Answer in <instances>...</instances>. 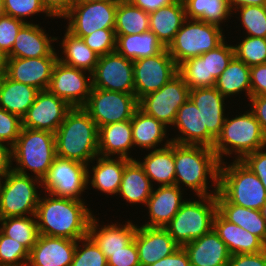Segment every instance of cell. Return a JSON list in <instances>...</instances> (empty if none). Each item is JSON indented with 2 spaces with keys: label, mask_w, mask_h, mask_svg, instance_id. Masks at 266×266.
<instances>
[{
  "label": "cell",
  "mask_w": 266,
  "mask_h": 266,
  "mask_svg": "<svg viewBox=\"0 0 266 266\" xmlns=\"http://www.w3.org/2000/svg\"><path fill=\"white\" fill-rule=\"evenodd\" d=\"M108 266H140L138 250L133 240L122 250L114 253H108Z\"/></svg>",
  "instance_id": "cell-52"
},
{
  "label": "cell",
  "mask_w": 266,
  "mask_h": 266,
  "mask_svg": "<svg viewBox=\"0 0 266 266\" xmlns=\"http://www.w3.org/2000/svg\"><path fill=\"white\" fill-rule=\"evenodd\" d=\"M189 99L202 113L203 128H207V147L213 148L215 140L220 135L228 111L231 108L233 110V107L236 104L238 106V103L227 100L215 87L192 89L190 90ZM232 103L236 104L231 107ZM226 109L229 110L227 111Z\"/></svg>",
  "instance_id": "cell-17"
},
{
  "label": "cell",
  "mask_w": 266,
  "mask_h": 266,
  "mask_svg": "<svg viewBox=\"0 0 266 266\" xmlns=\"http://www.w3.org/2000/svg\"><path fill=\"white\" fill-rule=\"evenodd\" d=\"M4 176H5V173L0 171V189H1V186H2V182H3Z\"/></svg>",
  "instance_id": "cell-66"
},
{
  "label": "cell",
  "mask_w": 266,
  "mask_h": 266,
  "mask_svg": "<svg viewBox=\"0 0 266 266\" xmlns=\"http://www.w3.org/2000/svg\"><path fill=\"white\" fill-rule=\"evenodd\" d=\"M71 108L49 90H41L22 118V127L55 133Z\"/></svg>",
  "instance_id": "cell-18"
},
{
  "label": "cell",
  "mask_w": 266,
  "mask_h": 266,
  "mask_svg": "<svg viewBox=\"0 0 266 266\" xmlns=\"http://www.w3.org/2000/svg\"><path fill=\"white\" fill-rule=\"evenodd\" d=\"M86 201L43 192L35 214L39 234L76 241L87 236L95 213Z\"/></svg>",
  "instance_id": "cell-1"
},
{
  "label": "cell",
  "mask_w": 266,
  "mask_h": 266,
  "mask_svg": "<svg viewBox=\"0 0 266 266\" xmlns=\"http://www.w3.org/2000/svg\"><path fill=\"white\" fill-rule=\"evenodd\" d=\"M46 12L55 20L63 19L74 5L75 0H40Z\"/></svg>",
  "instance_id": "cell-57"
},
{
  "label": "cell",
  "mask_w": 266,
  "mask_h": 266,
  "mask_svg": "<svg viewBox=\"0 0 266 266\" xmlns=\"http://www.w3.org/2000/svg\"><path fill=\"white\" fill-rule=\"evenodd\" d=\"M58 56L39 58H7L6 76L16 82L30 85L39 91L48 90Z\"/></svg>",
  "instance_id": "cell-21"
},
{
  "label": "cell",
  "mask_w": 266,
  "mask_h": 266,
  "mask_svg": "<svg viewBox=\"0 0 266 266\" xmlns=\"http://www.w3.org/2000/svg\"><path fill=\"white\" fill-rule=\"evenodd\" d=\"M235 111L232 112L238 114L228 112L220 135L213 145L220 163L228 161L227 158L242 160L247 154L266 147V136L252 111L249 108L242 111L243 114L237 112L239 110Z\"/></svg>",
  "instance_id": "cell-4"
},
{
  "label": "cell",
  "mask_w": 266,
  "mask_h": 266,
  "mask_svg": "<svg viewBox=\"0 0 266 266\" xmlns=\"http://www.w3.org/2000/svg\"><path fill=\"white\" fill-rule=\"evenodd\" d=\"M45 26L39 23H25L12 46L7 57L39 58L44 56H58L55 47L56 36L49 35Z\"/></svg>",
  "instance_id": "cell-23"
},
{
  "label": "cell",
  "mask_w": 266,
  "mask_h": 266,
  "mask_svg": "<svg viewBox=\"0 0 266 266\" xmlns=\"http://www.w3.org/2000/svg\"><path fill=\"white\" fill-rule=\"evenodd\" d=\"M12 170V147L0 141V171L7 173Z\"/></svg>",
  "instance_id": "cell-60"
},
{
  "label": "cell",
  "mask_w": 266,
  "mask_h": 266,
  "mask_svg": "<svg viewBox=\"0 0 266 266\" xmlns=\"http://www.w3.org/2000/svg\"><path fill=\"white\" fill-rule=\"evenodd\" d=\"M56 157L54 133L22 127L12 147V170L43 180Z\"/></svg>",
  "instance_id": "cell-5"
},
{
  "label": "cell",
  "mask_w": 266,
  "mask_h": 266,
  "mask_svg": "<svg viewBox=\"0 0 266 266\" xmlns=\"http://www.w3.org/2000/svg\"><path fill=\"white\" fill-rule=\"evenodd\" d=\"M24 21L5 15L0 18V51L8 55Z\"/></svg>",
  "instance_id": "cell-51"
},
{
  "label": "cell",
  "mask_w": 266,
  "mask_h": 266,
  "mask_svg": "<svg viewBox=\"0 0 266 266\" xmlns=\"http://www.w3.org/2000/svg\"><path fill=\"white\" fill-rule=\"evenodd\" d=\"M216 213V194L195 196V198L193 195L187 198L173 219L164 228L173 240L180 247H183L213 229V220Z\"/></svg>",
  "instance_id": "cell-7"
},
{
  "label": "cell",
  "mask_w": 266,
  "mask_h": 266,
  "mask_svg": "<svg viewBox=\"0 0 266 266\" xmlns=\"http://www.w3.org/2000/svg\"><path fill=\"white\" fill-rule=\"evenodd\" d=\"M29 251L0 231V266H27Z\"/></svg>",
  "instance_id": "cell-48"
},
{
  "label": "cell",
  "mask_w": 266,
  "mask_h": 266,
  "mask_svg": "<svg viewBox=\"0 0 266 266\" xmlns=\"http://www.w3.org/2000/svg\"><path fill=\"white\" fill-rule=\"evenodd\" d=\"M241 161L255 173L266 190V147L247 154Z\"/></svg>",
  "instance_id": "cell-53"
},
{
  "label": "cell",
  "mask_w": 266,
  "mask_h": 266,
  "mask_svg": "<svg viewBox=\"0 0 266 266\" xmlns=\"http://www.w3.org/2000/svg\"><path fill=\"white\" fill-rule=\"evenodd\" d=\"M7 58V55L0 51V80L6 76Z\"/></svg>",
  "instance_id": "cell-62"
},
{
  "label": "cell",
  "mask_w": 266,
  "mask_h": 266,
  "mask_svg": "<svg viewBox=\"0 0 266 266\" xmlns=\"http://www.w3.org/2000/svg\"><path fill=\"white\" fill-rule=\"evenodd\" d=\"M174 163L176 186L194 196L218 193L220 161L213 148L174 143Z\"/></svg>",
  "instance_id": "cell-2"
},
{
  "label": "cell",
  "mask_w": 266,
  "mask_h": 266,
  "mask_svg": "<svg viewBox=\"0 0 266 266\" xmlns=\"http://www.w3.org/2000/svg\"><path fill=\"white\" fill-rule=\"evenodd\" d=\"M187 194L175 184L153 187L144 209L148 218L145 217L144 222L139 225L164 228L187 200Z\"/></svg>",
  "instance_id": "cell-19"
},
{
  "label": "cell",
  "mask_w": 266,
  "mask_h": 266,
  "mask_svg": "<svg viewBox=\"0 0 266 266\" xmlns=\"http://www.w3.org/2000/svg\"><path fill=\"white\" fill-rule=\"evenodd\" d=\"M43 192L77 200H86L82 195L87 189V165L56 157L47 175L42 180Z\"/></svg>",
  "instance_id": "cell-12"
},
{
  "label": "cell",
  "mask_w": 266,
  "mask_h": 266,
  "mask_svg": "<svg viewBox=\"0 0 266 266\" xmlns=\"http://www.w3.org/2000/svg\"><path fill=\"white\" fill-rule=\"evenodd\" d=\"M133 6L139 7L147 13H152L161 7L170 5L176 0H128Z\"/></svg>",
  "instance_id": "cell-59"
},
{
  "label": "cell",
  "mask_w": 266,
  "mask_h": 266,
  "mask_svg": "<svg viewBox=\"0 0 266 266\" xmlns=\"http://www.w3.org/2000/svg\"><path fill=\"white\" fill-rule=\"evenodd\" d=\"M42 192V180L7 172L0 189V219L35 215Z\"/></svg>",
  "instance_id": "cell-9"
},
{
  "label": "cell",
  "mask_w": 266,
  "mask_h": 266,
  "mask_svg": "<svg viewBox=\"0 0 266 266\" xmlns=\"http://www.w3.org/2000/svg\"><path fill=\"white\" fill-rule=\"evenodd\" d=\"M70 266H108L104 253L89 236L77 240Z\"/></svg>",
  "instance_id": "cell-45"
},
{
  "label": "cell",
  "mask_w": 266,
  "mask_h": 266,
  "mask_svg": "<svg viewBox=\"0 0 266 266\" xmlns=\"http://www.w3.org/2000/svg\"><path fill=\"white\" fill-rule=\"evenodd\" d=\"M85 44L99 56L112 53L116 49L114 28L98 29L82 38Z\"/></svg>",
  "instance_id": "cell-49"
},
{
  "label": "cell",
  "mask_w": 266,
  "mask_h": 266,
  "mask_svg": "<svg viewBox=\"0 0 266 266\" xmlns=\"http://www.w3.org/2000/svg\"><path fill=\"white\" fill-rule=\"evenodd\" d=\"M178 74L184 79L190 90L206 87L205 53L187 59L177 66Z\"/></svg>",
  "instance_id": "cell-47"
},
{
  "label": "cell",
  "mask_w": 266,
  "mask_h": 266,
  "mask_svg": "<svg viewBox=\"0 0 266 266\" xmlns=\"http://www.w3.org/2000/svg\"><path fill=\"white\" fill-rule=\"evenodd\" d=\"M165 49L166 47L151 30L141 34L116 35L115 51L132 61L154 56Z\"/></svg>",
  "instance_id": "cell-38"
},
{
  "label": "cell",
  "mask_w": 266,
  "mask_h": 266,
  "mask_svg": "<svg viewBox=\"0 0 266 266\" xmlns=\"http://www.w3.org/2000/svg\"><path fill=\"white\" fill-rule=\"evenodd\" d=\"M83 108L97 127L131 120L138 109L135 94L92 88Z\"/></svg>",
  "instance_id": "cell-10"
},
{
  "label": "cell",
  "mask_w": 266,
  "mask_h": 266,
  "mask_svg": "<svg viewBox=\"0 0 266 266\" xmlns=\"http://www.w3.org/2000/svg\"><path fill=\"white\" fill-rule=\"evenodd\" d=\"M118 0L74 3L63 18L64 26L74 36L83 38L98 29L114 28Z\"/></svg>",
  "instance_id": "cell-13"
},
{
  "label": "cell",
  "mask_w": 266,
  "mask_h": 266,
  "mask_svg": "<svg viewBox=\"0 0 266 266\" xmlns=\"http://www.w3.org/2000/svg\"><path fill=\"white\" fill-rule=\"evenodd\" d=\"M95 1H102V0H75V3H85V2H95Z\"/></svg>",
  "instance_id": "cell-65"
},
{
  "label": "cell",
  "mask_w": 266,
  "mask_h": 266,
  "mask_svg": "<svg viewBox=\"0 0 266 266\" xmlns=\"http://www.w3.org/2000/svg\"><path fill=\"white\" fill-rule=\"evenodd\" d=\"M232 17L237 18L239 24L234 29L241 32L242 28L241 35L266 38V6L238 7L233 10Z\"/></svg>",
  "instance_id": "cell-42"
},
{
  "label": "cell",
  "mask_w": 266,
  "mask_h": 266,
  "mask_svg": "<svg viewBox=\"0 0 266 266\" xmlns=\"http://www.w3.org/2000/svg\"><path fill=\"white\" fill-rule=\"evenodd\" d=\"M149 266H191V264L186 251L183 247H180L173 254Z\"/></svg>",
  "instance_id": "cell-58"
},
{
  "label": "cell",
  "mask_w": 266,
  "mask_h": 266,
  "mask_svg": "<svg viewBox=\"0 0 266 266\" xmlns=\"http://www.w3.org/2000/svg\"><path fill=\"white\" fill-rule=\"evenodd\" d=\"M98 214L93 215L88 235L98 245L99 249L108 259V253H114L122 250L123 247L129 245L133 240L137 230V223L133 219H123L122 223L118 221L112 222L113 219L100 221ZM101 222V223H100ZM124 223V224H123Z\"/></svg>",
  "instance_id": "cell-20"
},
{
  "label": "cell",
  "mask_w": 266,
  "mask_h": 266,
  "mask_svg": "<svg viewBox=\"0 0 266 266\" xmlns=\"http://www.w3.org/2000/svg\"><path fill=\"white\" fill-rule=\"evenodd\" d=\"M143 153H141V155H144V157L141 156L143 159L139 157L136 160L144 168L152 186L174 185V142L166 147L144 151Z\"/></svg>",
  "instance_id": "cell-32"
},
{
  "label": "cell",
  "mask_w": 266,
  "mask_h": 266,
  "mask_svg": "<svg viewBox=\"0 0 266 266\" xmlns=\"http://www.w3.org/2000/svg\"><path fill=\"white\" fill-rule=\"evenodd\" d=\"M140 266H149L173 254L180 246L165 228L137 225L134 236Z\"/></svg>",
  "instance_id": "cell-24"
},
{
  "label": "cell",
  "mask_w": 266,
  "mask_h": 266,
  "mask_svg": "<svg viewBox=\"0 0 266 266\" xmlns=\"http://www.w3.org/2000/svg\"><path fill=\"white\" fill-rule=\"evenodd\" d=\"M152 190L153 186L145 174L144 168L137 160H130L123 171L122 181L117 193V196L119 195L118 199L121 198V201H125L127 206L138 204V207H145Z\"/></svg>",
  "instance_id": "cell-31"
},
{
  "label": "cell",
  "mask_w": 266,
  "mask_h": 266,
  "mask_svg": "<svg viewBox=\"0 0 266 266\" xmlns=\"http://www.w3.org/2000/svg\"><path fill=\"white\" fill-rule=\"evenodd\" d=\"M230 42V43H228ZM227 38L215 49L205 53L206 87H214L216 79L235 56L234 46Z\"/></svg>",
  "instance_id": "cell-43"
},
{
  "label": "cell",
  "mask_w": 266,
  "mask_h": 266,
  "mask_svg": "<svg viewBox=\"0 0 266 266\" xmlns=\"http://www.w3.org/2000/svg\"><path fill=\"white\" fill-rule=\"evenodd\" d=\"M183 248L191 266H227L231 257L227 246L214 229Z\"/></svg>",
  "instance_id": "cell-29"
},
{
  "label": "cell",
  "mask_w": 266,
  "mask_h": 266,
  "mask_svg": "<svg viewBox=\"0 0 266 266\" xmlns=\"http://www.w3.org/2000/svg\"><path fill=\"white\" fill-rule=\"evenodd\" d=\"M236 38L234 40L236 44L234 43L233 46L235 56L239 60L249 67L266 63V38L247 35L241 37L237 35Z\"/></svg>",
  "instance_id": "cell-44"
},
{
  "label": "cell",
  "mask_w": 266,
  "mask_h": 266,
  "mask_svg": "<svg viewBox=\"0 0 266 266\" xmlns=\"http://www.w3.org/2000/svg\"><path fill=\"white\" fill-rule=\"evenodd\" d=\"M92 89L91 73L63 64L54 65L48 90L71 107H83Z\"/></svg>",
  "instance_id": "cell-16"
},
{
  "label": "cell",
  "mask_w": 266,
  "mask_h": 266,
  "mask_svg": "<svg viewBox=\"0 0 266 266\" xmlns=\"http://www.w3.org/2000/svg\"><path fill=\"white\" fill-rule=\"evenodd\" d=\"M91 79L92 88L134 94L133 61L116 51L99 56Z\"/></svg>",
  "instance_id": "cell-15"
},
{
  "label": "cell",
  "mask_w": 266,
  "mask_h": 266,
  "mask_svg": "<svg viewBox=\"0 0 266 266\" xmlns=\"http://www.w3.org/2000/svg\"><path fill=\"white\" fill-rule=\"evenodd\" d=\"M129 161L130 159L124 157L98 155L87 165V189L91 190L92 188L95 192L99 191V194L102 193L106 197H116L125 165Z\"/></svg>",
  "instance_id": "cell-22"
},
{
  "label": "cell",
  "mask_w": 266,
  "mask_h": 266,
  "mask_svg": "<svg viewBox=\"0 0 266 266\" xmlns=\"http://www.w3.org/2000/svg\"><path fill=\"white\" fill-rule=\"evenodd\" d=\"M261 213H262L263 218L266 221V201L264 203V206L261 208Z\"/></svg>",
  "instance_id": "cell-64"
},
{
  "label": "cell",
  "mask_w": 266,
  "mask_h": 266,
  "mask_svg": "<svg viewBox=\"0 0 266 266\" xmlns=\"http://www.w3.org/2000/svg\"><path fill=\"white\" fill-rule=\"evenodd\" d=\"M22 130V119L0 107V141L13 147Z\"/></svg>",
  "instance_id": "cell-50"
},
{
  "label": "cell",
  "mask_w": 266,
  "mask_h": 266,
  "mask_svg": "<svg viewBox=\"0 0 266 266\" xmlns=\"http://www.w3.org/2000/svg\"><path fill=\"white\" fill-rule=\"evenodd\" d=\"M214 87L227 100L230 98L229 100L236 101L238 99L235 98L239 96L238 104H241L240 95L244 94L248 102L251 97L250 67L234 56L227 68L216 79Z\"/></svg>",
  "instance_id": "cell-36"
},
{
  "label": "cell",
  "mask_w": 266,
  "mask_h": 266,
  "mask_svg": "<svg viewBox=\"0 0 266 266\" xmlns=\"http://www.w3.org/2000/svg\"><path fill=\"white\" fill-rule=\"evenodd\" d=\"M248 101L249 102L247 104L245 100L246 107L243 105L244 108L237 109L243 110L249 107L255 118L258 120L264 135L266 136V94L251 96Z\"/></svg>",
  "instance_id": "cell-54"
},
{
  "label": "cell",
  "mask_w": 266,
  "mask_h": 266,
  "mask_svg": "<svg viewBox=\"0 0 266 266\" xmlns=\"http://www.w3.org/2000/svg\"><path fill=\"white\" fill-rule=\"evenodd\" d=\"M189 94L190 88L177 73L159 90L140 98L138 108L170 129L178 109L189 99Z\"/></svg>",
  "instance_id": "cell-11"
},
{
  "label": "cell",
  "mask_w": 266,
  "mask_h": 266,
  "mask_svg": "<svg viewBox=\"0 0 266 266\" xmlns=\"http://www.w3.org/2000/svg\"><path fill=\"white\" fill-rule=\"evenodd\" d=\"M227 1L232 11L242 6H250V5L266 6V0H227Z\"/></svg>",
  "instance_id": "cell-61"
},
{
  "label": "cell",
  "mask_w": 266,
  "mask_h": 266,
  "mask_svg": "<svg viewBox=\"0 0 266 266\" xmlns=\"http://www.w3.org/2000/svg\"><path fill=\"white\" fill-rule=\"evenodd\" d=\"M76 240L39 234L29 252L27 266H70Z\"/></svg>",
  "instance_id": "cell-25"
},
{
  "label": "cell",
  "mask_w": 266,
  "mask_h": 266,
  "mask_svg": "<svg viewBox=\"0 0 266 266\" xmlns=\"http://www.w3.org/2000/svg\"><path fill=\"white\" fill-rule=\"evenodd\" d=\"M177 73V65L167 48L154 56L133 61L135 97L139 100L159 90Z\"/></svg>",
  "instance_id": "cell-14"
},
{
  "label": "cell",
  "mask_w": 266,
  "mask_h": 266,
  "mask_svg": "<svg viewBox=\"0 0 266 266\" xmlns=\"http://www.w3.org/2000/svg\"><path fill=\"white\" fill-rule=\"evenodd\" d=\"M227 266H266V250L258 253L233 254Z\"/></svg>",
  "instance_id": "cell-55"
},
{
  "label": "cell",
  "mask_w": 266,
  "mask_h": 266,
  "mask_svg": "<svg viewBox=\"0 0 266 266\" xmlns=\"http://www.w3.org/2000/svg\"><path fill=\"white\" fill-rule=\"evenodd\" d=\"M0 231L7 237L17 240L29 252L39 236L35 215L1 218Z\"/></svg>",
  "instance_id": "cell-41"
},
{
  "label": "cell",
  "mask_w": 266,
  "mask_h": 266,
  "mask_svg": "<svg viewBox=\"0 0 266 266\" xmlns=\"http://www.w3.org/2000/svg\"><path fill=\"white\" fill-rule=\"evenodd\" d=\"M231 161L220 163L218 192L232 204L261 210L266 201L261 180L241 160Z\"/></svg>",
  "instance_id": "cell-6"
},
{
  "label": "cell",
  "mask_w": 266,
  "mask_h": 266,
  "mask_svg": "<svg viewBox=\"0 0 266 266\" xmlns=\"http://www.w3.org/2000/svg\"><path fill=\"white\" fill-rule=\"evenodd\" d=\"M224 32L225 29L218 25L186 18L167 49L178 66L215 49L226 39Z\"/></svg>",
  "instance_id": "cell-8"
},
{
  "label": "cell",
  "mask_w": 266,
  "mask_h": 266,
  "mask_svg": "<svg viewBox=\"0 0 266 266\" xmlns=\"http://www.w3.org/2000/svg\"><path fill=\"white\" fill-rule=\"evenodd\" d=\"M251 96L266 94V63L250 67Z\"/></svg>",
  "instance_id": "cell-56"
},
{
  "label": "cell",
  "mask_w": 266,
  "mask_h": 266,
  "mask_svg": "<svg viewBox=\"0 0 266 266\" xmlns=\"http://www.w3.org/2000/svg\"><path fill=\"white\" fill-rule=\"evenodd\" d=\"M116 35L141 34L149 30V13L133 6L128 0H118L116 19Z\"/></svg>",
  "instance_id": "cell-40"
},
{
  "label": "cell",
  "mask_w": 266,
  "mask_h": 266,
  "mask_svg": "<svg viewBox=\"0 0 266 266\" xmlns=\"http://www.w3.org/2000/svg\"><path fill=\"white\" fill-rule=\"evenodd\" d=\"M213 229L233 254L258 253L266 250V244L242 227L225 220L218 212L213 220Z\"/></svg>",
  "instance_id": "cell-30"
},
{
  "label": "cell",
  "mask_w": 266,
  "mask_h": 266,
  "mask_svg": "<svg viewBox=\"0 0 266 266\" xmlns=\"http://www.w3.org/2000/svg\"><path fill=\"white\" fill-rule=\"evenodd\" d=\"M186 19L183 0L161 7L149 14V30L167 48Z\"/></svg>",
  "instance_id": "cell-34"
},
{
  "label": "cell",
  "mask_w": 266,
  "mask_h": 266,
  "mask_svg": "<svg viewBox=\"0 0 266 266\" xmlns=\"http://www.w3.org/2000/svg\"><path fill=\"white\" fill-rule=\"evenodd\" d=\"M172 129L175 131L171 137L174 143L207 146V128H203L202 113L190 99L178 109L175 121L169 130Z\"/></svg>",
  "instance_id": "cell-26"
},
{
  "label": "cell",
  "mask_w": 266,
  "mask_h": 266,
  "mask_svg": "<svg viewBox=\"0 0 266 266\" xmlns=\"http://www.w3.org/2000/svg\"><path fill=\"white\" fill-rule=\"evenodd\" d=\"M217 212L228 222L236 224L259 237L266 244V221L261 210L232 204L219 192L216 194Z\"/></svg>",
  "instance_id": "cell-35"
},
{
  "label": "cell",
  "mask_w": 266,
  "mask_h": 266,
  "mask_svg": "<svg viewBox=\"0 0 266 266\" xmlns=\"http://www.w3.org/2000/svg\"><path fill=\"white\" fill-rule=\"evenodd\" d=\"M54 135L60 158L88 165L99 155L98 127L83 107H72Z\"/></svg>",
  "instance_id": "cell-3"
},
{
  "label": "cell",
  "mask_w": 266,
  "mask_h": 266,
  "mask_svg": "<svg viewBox=\"0 0 266 266\" xmlns=\"http://www.w3.org/2000/svg\"><path fill=\"white\" fill-rule=\"evenodd\" d=\"M63 34L61 39L56 36V44L59 43L57 45L60 47V50L56 49L58 60L65 65L92 73L99 55L91 50L82 38L74 36L66 28Z\"/></svg>",
  "instance_id": "cell-33"
},
{
  "label": "cell",
  "mask_w": 266,
  "mask_h": 266,
  "mask_svg": "<svg viewBox=\"0 0 266 266\" xmlns=\"http://www.w3.org/2000/svg\"><path fill=\"white\" fill-rule=\"evenodd\" d=\"M38 89L9 79L0 80V107L21 119L34 103Z\"/></svg>",
  "instance_id": "cell-37"
},
{
  "label": "cell",
  "mask_w": 266,
  "mask_h": 266,
  "mask_svg": "<svg viewBox=\"0 0 266 266\" xmlns=\"http://www.w3.org/2000/svg\"><path fill=\"white\" fill-rule=\"evenodd\" d=\"M132 149L134 150L131 120L112 123L98 128L99 156L124 157L136 160L137 157H134Z\"/></svg>",
  "instance_id": "cell-28"
},
{
  "label": "cell",
  "mask_w": 266,
  "mask_h": 266,
  "mask_svg": "<svg viewBox=\"0 0 266 266\" xmlns=\"http://www.w3.org/2000/svg\"><path fill=\"white\" fill-rule=\"evenodd\" d=\"M186 18L197 19L220 27L231 22L232 10L227 0H183ZM224 24V25H223Z\"/></svg>",
  "instance_id": "cell-39"
},
{
  "label": "cell",
  "mask_w": 266,
  "mask_h": 266,
  "mask_svg": "<svg viewBox=\"0 0 266 266\" xmlns=\"http://www.w3.org/2000/svg\"><path fill=\"white\" fill-rule=\"evenodd\" d=\"M5 14V9H4V2L3 0H0V18L4 17Z\"/></svg>",
  "instance_id": "cell-63"
},
{
  "label": "cell",
  "mask_w": 266,
  "mask_h": 266,
  "mask_svg": "<svg viewBox=\"0 0 266 266\" xmlns=\"http://www.w3.org/2000/svg\"><path fill=\"white\" fill-rule=\"evenodd\" d=\"M131 124L134 148H139L141 152L160 149L172 143L169 128L139 108L135 111Z\"/></svg>",
  "instance_id": "cell-27"
},
{
  "label": "cell",
  "mask_w": 266,
  "mask_h": 266,
  "mask_svg": "<svg viewBox=\"0 0 266 266\" xmlns=\"http://www.w3.org/2000/svg\"><path fill=\"white\" fill-rule=\"evenodd\" d=\"M5 14L7 16L20 19L25 23H36L33 21L34 16L49 17L54 20L44 9L40 0H3ZM30 17V20H27ZM33 17V18H32Z\"/></svg>",
  "instance_id": "cell-46"
}]
</instances>
